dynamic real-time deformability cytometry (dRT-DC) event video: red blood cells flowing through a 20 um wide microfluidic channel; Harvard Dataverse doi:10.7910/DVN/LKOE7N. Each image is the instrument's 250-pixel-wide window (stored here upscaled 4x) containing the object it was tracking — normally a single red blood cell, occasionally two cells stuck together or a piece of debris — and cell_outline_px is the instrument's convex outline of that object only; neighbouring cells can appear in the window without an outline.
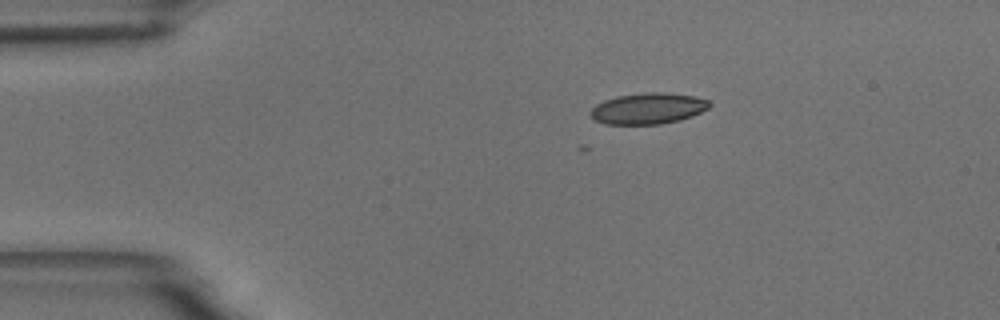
{"species": "common noctule bat (a hibernating species)", "species_latin": "Nyctalus noctula", "temperature_condition": "room temperature", "stored_images_in_passage": 11, "camera_frame_rate_fps": 3000, "um_per_image_px": 0.085, "animal": {"sex": "male", "body_mass_g": 18.8}, "frame": {"image": 1, "passage_image": 1, "time_ms": 0.0, "image_size_px": [1000, 320], "cell_outline_px": [[712, 104], [708, 108], [692, 116], [680, 120], [660, 124], [604, 124], [596, 120], [588, 112], [596, 104], [604, 100], [616, 96], [648, 92], [664, 92], [696, 96], [708, 100]], "centroid_in_image_um": [55.09, 9.21], "position_along_channel_um": 29.9, "area_um2": 21.62}}
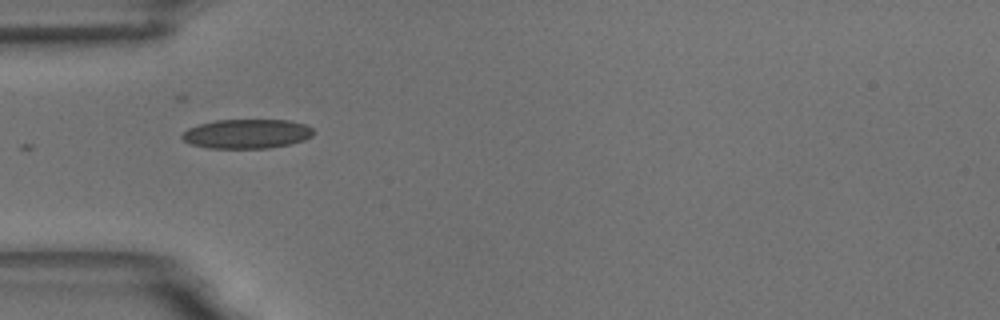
{"frame": {"image": 2, "passage_image": 8, "time_ms": 2.333, "image_size_px": [1000, 320], "cell_outline_px": [[316, 132], [312, 136], [304, 140], [292, 144], [268, 148], [208, 148], [192, 144], [184, 140], [180, 136], [188, 128], [200, 124], [216, 120], [288, 120], [304, 124], [312, 128]], "centroid_in_image_um": [21.01, 11.37], "position_along_channel_um": 64.0, "area_um2": 22.48}}
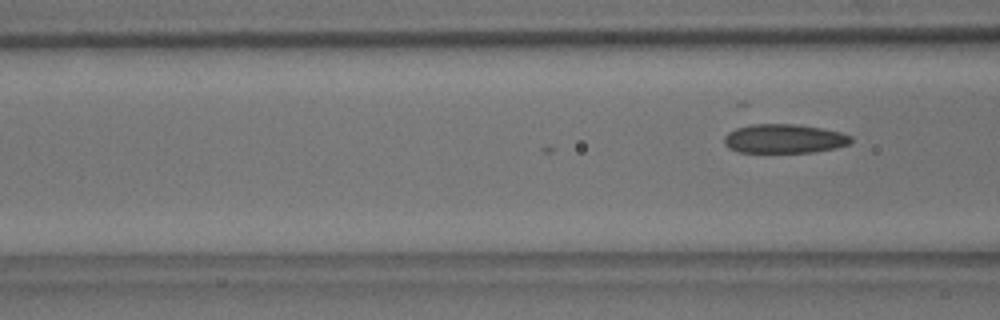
{"frame": {"image": 3, "passage_image": 11, "time_ms": 3.333, "image_size_px": [1000, 320], "cell_outline_px": [[852, 140], [848, 144], [836, 148], [812, 152], [740, 152], [728, 148], [724, 144], [724, 136], [728, 132], [736, 128], [752, 124], [792, 124], [820, 128], [840, 132], [852, 136]], "centroid_in_image_um": [66.63, 11.79], "position_along_channel_um": 100.0, "area_um2": 21.39}}